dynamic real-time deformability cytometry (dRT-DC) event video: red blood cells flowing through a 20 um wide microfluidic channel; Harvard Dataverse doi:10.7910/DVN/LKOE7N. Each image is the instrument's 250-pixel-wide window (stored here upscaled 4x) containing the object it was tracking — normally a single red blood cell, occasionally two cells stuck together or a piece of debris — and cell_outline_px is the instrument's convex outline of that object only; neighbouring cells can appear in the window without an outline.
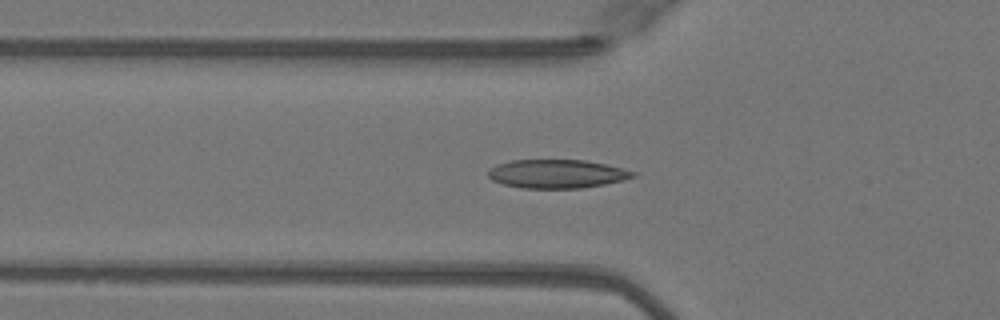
{"species": "Egyptian fruit bat (a non-hibernating species)", "species_latin": "Rousettus aegyptiacus", "temperature_condition": "warm", "stored_images_in_passage": 45, "camera_frame_rate_fps": 3000, "um_per_image_px": 0.085, "animal": {"sex": "female"}, "frame": {"image": 1, "passage_image": 17, "time_ms": 5.333, "image_size_px": [1000, 320], "cell_outline_px": [[636, 176], [624, 180], [604, 184], [580, 188], [524, 188], [504, 184], [492, 180], [488, 176], [488, 172], [496, 164], [512, 160], [584, 160], [604, 164], [636, 172]], "centroid_in_image_um": [47.33, 14.77], "position_along_channel_um": 78.5, "area_um2": 23.93}}
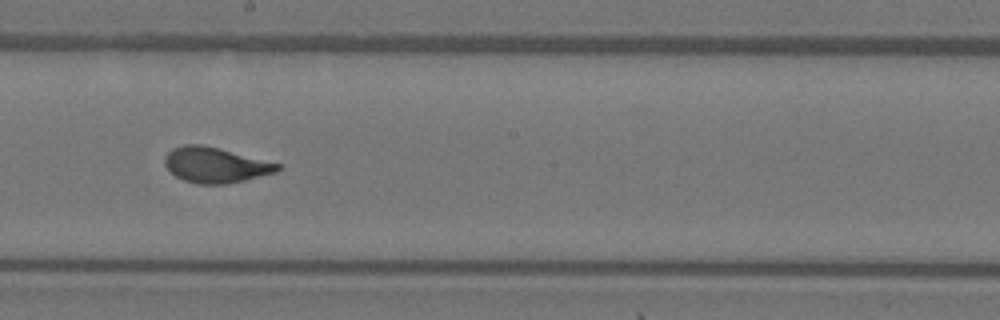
{"frame": {"image": 2, "passage_image": 28, "time_ms": 9.0, "image_size_px": [1000, 320], "cell_outline_px": [[284, 168], [276, 172], [244, 180], [224, 184], [196, 184], [184, 180], [176, 176], [164, 164], [164, 156], [172, 148], [184, 144], [204, 144], [284, 164]], "centroid_in_image_um": [18.35, 14.01], "position_along_channel_um": 229.8, "area_um2": 23.58}}
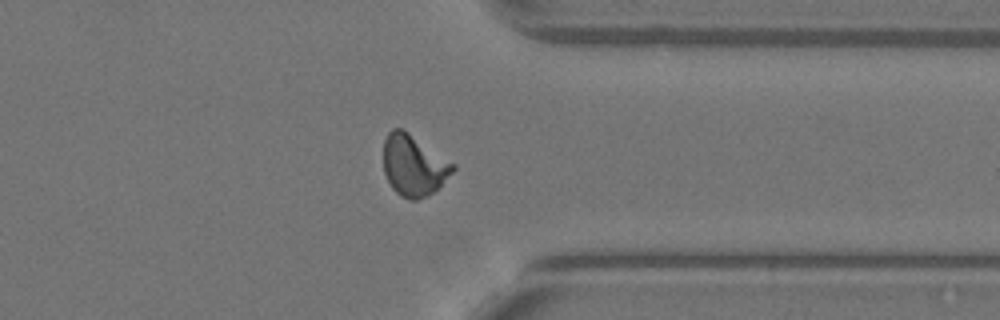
{"frame": {"image": 3, "passage_image": 39, "time_ms": 12.667, "image_size_px": [1000, 320], "cell_outline_px": [[456, 168], [428, 196], [416, 200], [408, 200], [400, 196], [392, 188], [384, 172], [384, 140], [388, 132], [392, 128], [404, 128], [456, 164]], "centroid_in_image_um": [35.15, 14.03], "position_along_channel_um": 376.2, "area_um2": 24.85}}